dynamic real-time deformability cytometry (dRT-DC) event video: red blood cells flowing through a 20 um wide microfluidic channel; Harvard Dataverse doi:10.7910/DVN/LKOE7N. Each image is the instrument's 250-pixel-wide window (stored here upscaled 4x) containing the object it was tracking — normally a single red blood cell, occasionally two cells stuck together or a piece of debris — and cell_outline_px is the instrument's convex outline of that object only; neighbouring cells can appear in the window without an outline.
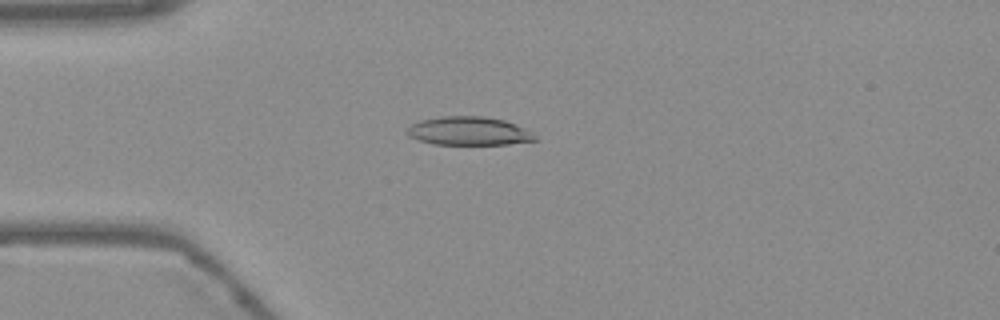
{"species": "Egyptian fruit bat (a non-hibernating species)", "species_latin": "Rousettus aegyptiacus", "temperature_condition": "warm", "stored_images_in_passage": 54, "camera_frame_rate_fps": 3000, "um_per_image_px": 0.085, "frame": {"image": 1, "passage_image": 14, "time_ms": 4.333, "image_size_px": [1000, 320], "cell_outline_px": [[536, 140], [508, 144], [432, 144], [408, 136], [404, 132], [404, 128], [420, 120], [444, 116], [484, 116], [504, 120], [524, 128], [532, 132], [536, 136]], "centroid_in_image_um": [39.8, 11.13], "position_along_channel_um": 45.2, "area_um2": 21.27}}
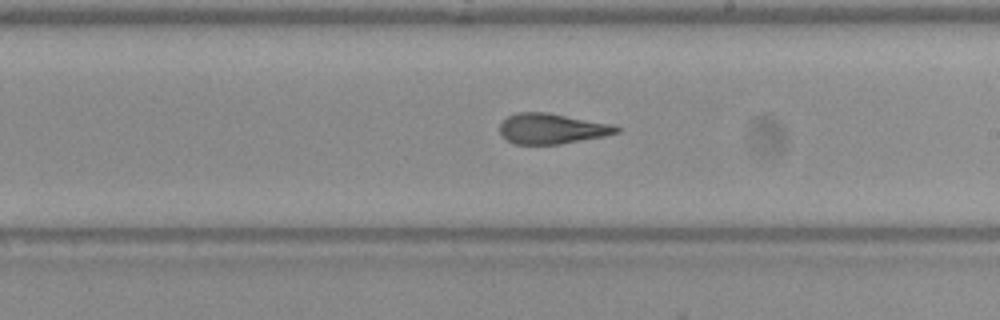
{"frame": {"image": 2, "passage_image": 31, "time_ms": 10.0, "image_size_px": [1000, 320], "cell_outline_px": [[620, 132], [604, 136], [560, 144], [516, 144], [508, 140], [500, 132], [500, 124], [508, 116], [516, 112], [548, 112], [612, 124], [620, 128]], "centroid_in_image_um": [46.92, 10.93], "position_along_channel_um": 242.1, "area_um2": 20.58}}
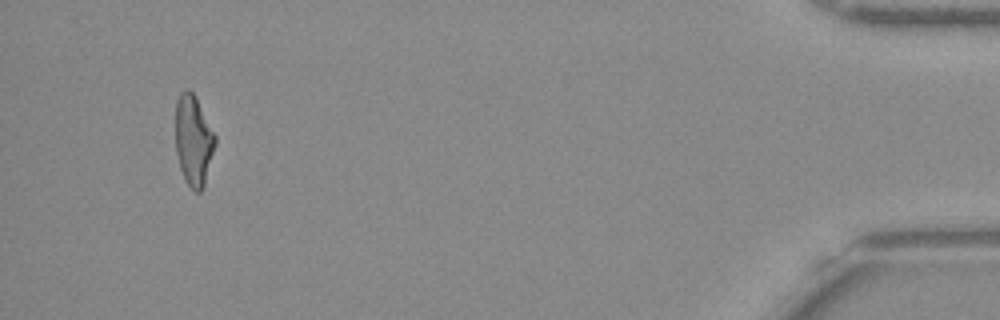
{"frame": {"image": 3, "passage_image": 51, "time_ms": 16.667, "image_size_px": [1000, 320], "cell_outline_px": [[216, 144], [204, 184], [200, 192], [196, 192], [184, 180], [180, 168], [176, 152], [176, 100], [180, 92], [188, 88], [196, 96], [216, 136]], "centroid_in_image_um": [16.44, 11.9], "position_along_channel_um": 418.8, "area_um2": 20.92}, "authors_computed_cell_mechanics": {"area_um2": 21.5305, "velocity_mm_per_s": 3.7872, "shape_relaxation_time_tau1_ms": 7.0607, "shape_relaxation_time_tau2_ms": 1.1703, "deformation_change_tau1": 0.2267, "deformation_change_tau2": 0.1059}}